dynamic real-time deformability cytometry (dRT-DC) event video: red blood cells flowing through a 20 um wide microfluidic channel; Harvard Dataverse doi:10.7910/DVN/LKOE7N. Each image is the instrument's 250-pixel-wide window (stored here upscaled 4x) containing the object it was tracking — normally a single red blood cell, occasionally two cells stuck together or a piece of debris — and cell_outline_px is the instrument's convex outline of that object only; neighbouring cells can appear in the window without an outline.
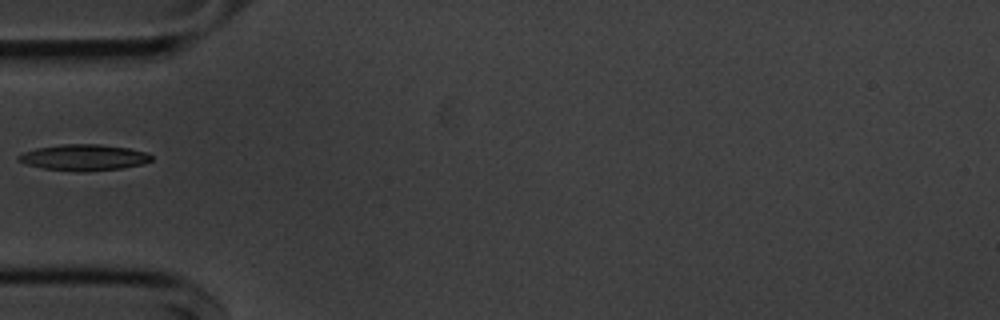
{"species": "common noctule bat (a hibernating species)", "species_latin": "Nyctalus noctula", "temperature_condition": "cold", "stored_images_in_passage": 22, "camera_frame_rate_fps": 3000, "um_per_image_px": 0.085, "animal": {"sex": "male", "body_mass_g": 20.1, "forearm_length_mm": 53.5}, "frame": {"image": 1, "passage_image": 1, "time_ms": 0.0, "image_size_px": [1000, 320], "cell_outline_px": [[152, 160], [144, 164], [120, 168], [84, 172], [80, 172], [44, 168], [24, 164], [16, 160], [16, 156], [24, 152], [36, 148], [60, 144], [100, 144], [128, 148], [148, 152], [152, 156]], "centroid_in_image_um": [7.11, 13.38], "position_along_channel_um": 77.9, "area_um2": 20.4}}
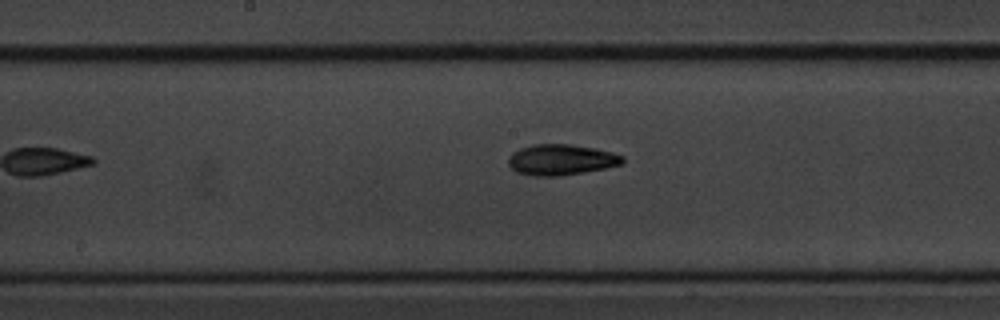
{"frame": {"image": 2, "passage_image": 11, "time_ms": 3.333, "image_size_px": [1000, 320], "cell_outline_px": [[624, 160], [620, 164], [604, 168], [584, 172], [560, 176], [532, 176], [516, 172], [508, 164], [508, 160], [512, 152], [520, 148], [532, 144], [572, 144], [596, 148], [612, 152], [624, 156]], "centroid_in_image_um": [47.67, 13.57], "position_along_channel_um": 200.5, "area_um2": 20.58}}
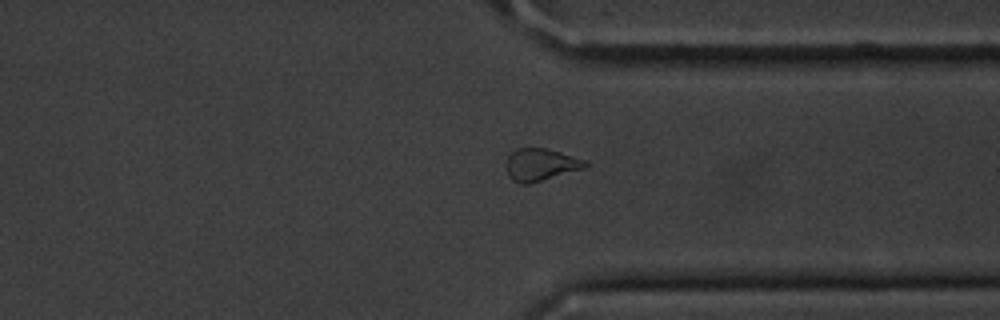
{"frame": {"image": 3, "passage_image": 21, "time_ms": 6.667, "image_size_px": [1000, 320], "cell_outline_px": [[588, 164], [584, 168], [528, 184], [520, 184], [512, 180], [508, 176], [504, 164], [508, 156], [516, 148], [544, 148], [560, 152], [588, 160]], "centroid_in_image_um": [45.92, 13.99], "position_along_channel_um": 365.5, "area_um2": 14.97}}